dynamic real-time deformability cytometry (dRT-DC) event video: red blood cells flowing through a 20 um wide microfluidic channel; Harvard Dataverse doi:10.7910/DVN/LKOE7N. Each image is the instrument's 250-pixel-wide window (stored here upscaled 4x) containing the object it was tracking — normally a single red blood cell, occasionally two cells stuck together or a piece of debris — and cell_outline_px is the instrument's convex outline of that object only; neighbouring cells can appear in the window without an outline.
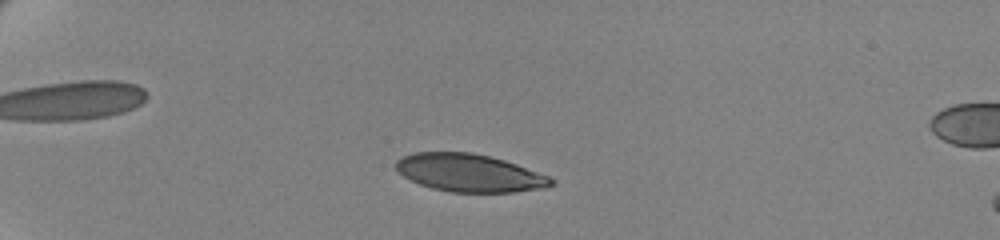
{"species": "human", "species_latin": "Homo sapiens", "temperature_condition": "cold", "stored_images_in_passage": 48, "camera_frame_rate_fps": 3000, "um_per_image_px": 0.085, "donor": {"sex": "female"}, "frame": {"image": 1, "passage_image": 5, "time_ms": 1.333, "image_size_px": [1000, 240], "cell_outline_px": [[556, 184], [544, 188], [512, 192], [452, 192], [432, 188], [420, 184], [404, 176], [396, 168], [396, 160], [400, 156], [412, 152], [472, 152], [504, 160], [516, 164], [548, 176], [556, 180]], "centroid_in_image_um": [39.9, 14.69], "position_along_channel_um": 45.1, "area_um2": 34.1}}
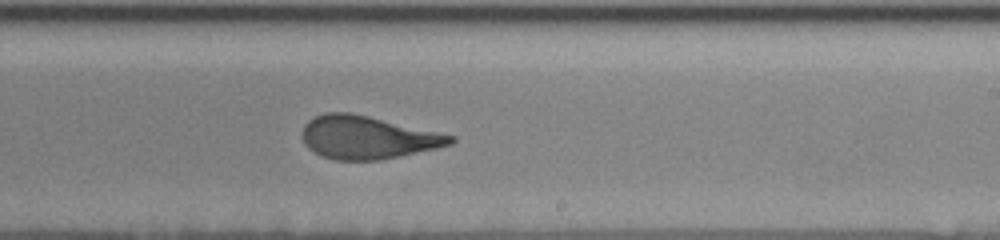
{"frame": {"image": 2, "passage_image": 28, "time_ms": 9.0, "image_size_px": [1000, 240], "cell_outline_px": [[456, 140], [452, 144], [436, 148], [380, 160], [336, 160], [320, 156], [308, 148], [304, 144], [300, 136], [304, 124], [308, 120], [324, 112], [348, 112], [368, 116], [456, 136]], "centroid_in_image_um": [31.19, 11.68], "position_along_channel_um": 257.8, "area_um2": 37.17}}
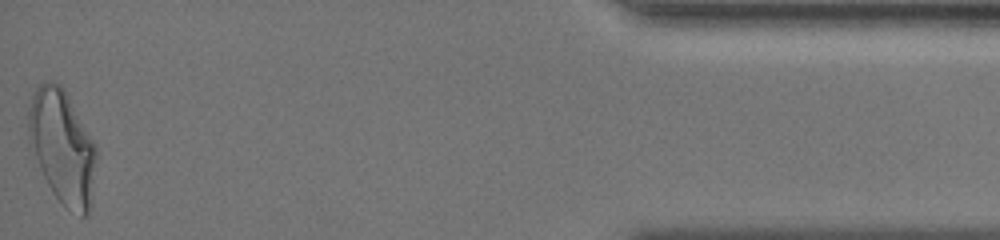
{"frame": {"image": 3, "passage_image": 48, "time_ms": 15.667, "image_size_px": [1000, 240], "cell_outline_px": [[96, 156], [92, 200], [88, 212], [84, 216], [80, 216], [64, 204], [52, 192], [28, 148], [28, 112], [32, 96], [36, 88], [44, 80], [48, 80], [60, 84], [64, 88], [92, 140], [96, 148]], "centroid_in_image_um": [5.26, 12.46], "position_along_channel_um": 429.9, "area_um2": 44.8}, "authors_computed_cell_mechanics": {"area_um2": 37.4833, "velocity_mm_per_s": 3.491, "shape_relaxation_time_tau1_ms": 4.553, "shape_relaxation_time_tau2_ms": 1.0501, "deformation_change_tau1": 0.1815, "deformation_change_tau2": 0.08}}